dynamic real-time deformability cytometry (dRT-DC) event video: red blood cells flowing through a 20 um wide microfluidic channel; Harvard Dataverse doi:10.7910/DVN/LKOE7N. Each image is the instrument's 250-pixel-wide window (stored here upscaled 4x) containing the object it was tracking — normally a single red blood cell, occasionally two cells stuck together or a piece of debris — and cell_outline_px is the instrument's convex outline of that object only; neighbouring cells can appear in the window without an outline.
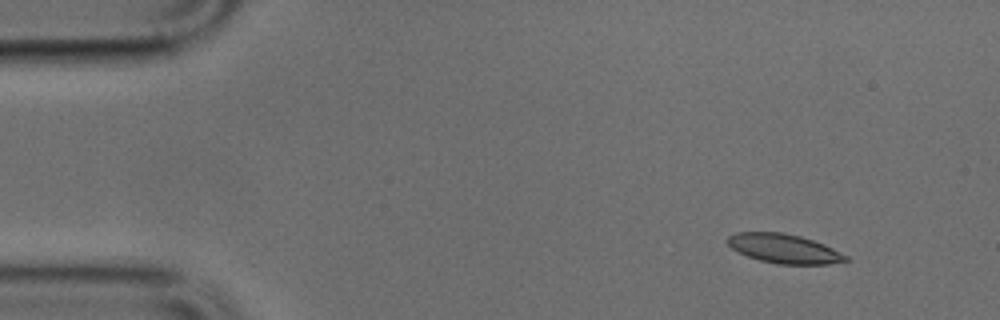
{"species": "common noctule bat (a hibernating species)", "species_latin": "Nyctalus noctula", "temperature_condition": "cold", "stored_images_in_passage": 20, "camera_frame_rate_fps": 3000, "um_per_image_px": 0.085, "animal": {"sex": "male", "body_mass_g": 17.9, "forearm_length_mm": 54.2}, "frame": {"image": 1, "passage_image": 5, "time_ms": 1.333, "image_size_px": [1000, 320], "cell_outline_px": [[848, 260], [828, 264], [776, 264], [760, 260], [748, 256], [732, 248], [724, 240], [728, 236], [736, 232], [784, 232], [800, 236], [824, 244], [848, 256]], "centroid_in_image_um": [66.61, 21.12], "position_along_channel_um": 18.4, "area_um2": 20.06}}
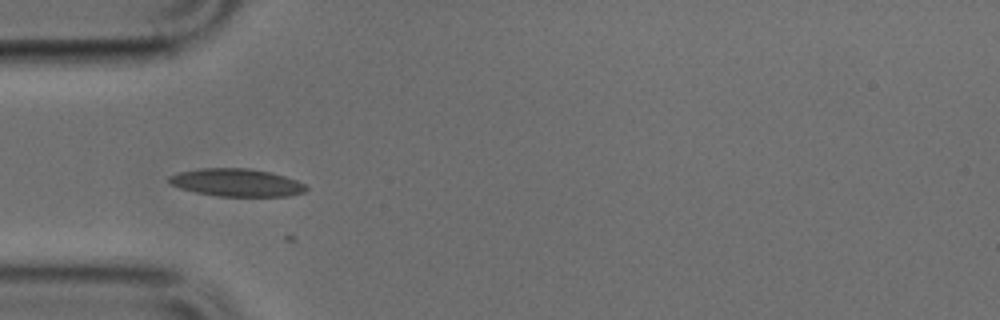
{"frame": {"image": 2, "passage_image": 15, "time_ms": 4.667, "image_size_px": [1000, 320], "cell_outline_px": [[308, 188], [304, 192], [288, 196], [216, 196], [196, 192], [180, 188], [168, 184], [168, 176], [180, 172], [200, 168], [248, 168], [272, 172], [296, 180], [304, 184]], "centroid_in_image_um": [20.09, 15.51], "position_along_channel_um": 64.9, "area_um2": 22.2}}